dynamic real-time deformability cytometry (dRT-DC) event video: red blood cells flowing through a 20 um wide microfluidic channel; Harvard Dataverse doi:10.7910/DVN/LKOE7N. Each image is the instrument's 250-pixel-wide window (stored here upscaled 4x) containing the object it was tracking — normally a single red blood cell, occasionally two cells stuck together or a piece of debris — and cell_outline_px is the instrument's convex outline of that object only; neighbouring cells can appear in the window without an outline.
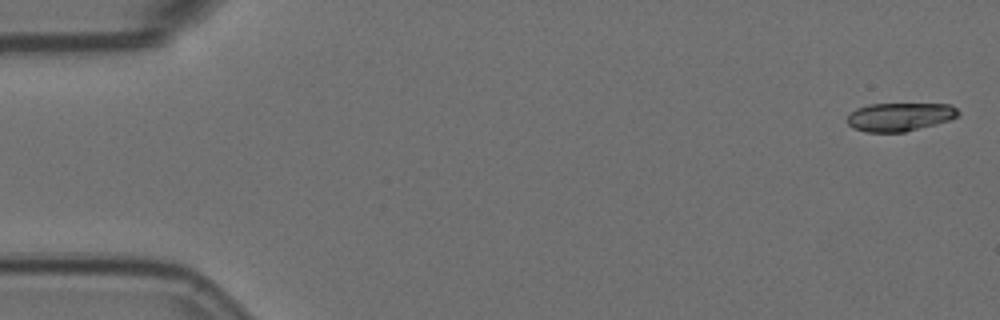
{"species": "Egyptian fruit bat (a non-hibernating species)", "species_latin": "Rousettus aegyptiacus", "temperature_condition": "room temperature", "stored_images_in_passage": 5, "camera_frame_rate_fps": 3000, "um_per_image_px": 0.085, "animal": {"sex": "female"}, "frame": {"image": 1, "passage_image": 1, "time_ms": 0.0, "image_size_px": [1000, 320], "cell_outline_px": [[960, 116], [936, 124], [904, 132], [864, 132], [852, 128], [848, 124], [848, 116], [856, 108], [868, 104], [952, 104], [960, 112]], "centroid_in_image_um": [76.49, 9.93], "position_along_channel_um": 8.5, "area_um2": 18.44}}
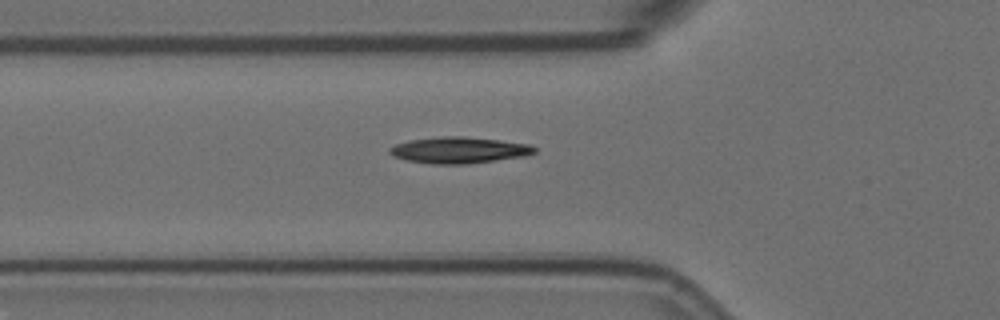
{"frame": {"image": 2, "passage_image": 5, "time_ms": 1.333, "image_size_px": [1000, 320], "cell_outline_px": [[536, 152], [524, 156], [468, 164], [432, 164], [408, 160], [392, 156], [388, 152], [388, 148], [396, 144], [408, 140], [444, 136], [464, 136], [500, 140], [528, 144], [536, 148]], "centroid_in_image_um": [38.99, 12.76], "position_along_channel_um": 86.8, "area_um2": 22.2}}